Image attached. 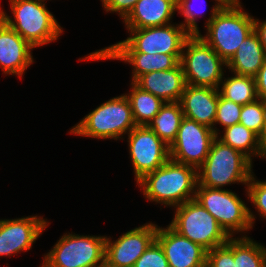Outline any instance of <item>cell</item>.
Listing matches in <instances>:
<instances>
[{"label": "cell", "mask_w": 266, "mask_h": 267, "mask_svg": "<svg viewBox=\"0 0 266 267\" xmlns=\"http://www.w3.org/2000/svg\"><path fill=\"white\" fill-rule=\"evenodd\" d=\"M144 197L155 203L177 207L195 199L198 169L168 159L161 167L137 182Z\"/></svg>", "instance_id": "6da1fadb"}, {"label": "cell", "mask_w": 266, "mask_h": 267, "mask_svg": "<svg viewBox=\"0 0 266 267\" xmlns=\"http://www.w3.org/2000/svg\"><path fill=\"white\" fill-rule=\"evenodd\" d=\"M207 19L206 35H198L227 63L240 44L254 31V18L241 3L232 7H221L215 3Z\"/></svg>", "instance_id": "7a4b0ae2"}, {"label": "cell", "mask_w": 266, "mask_h": 267, "mask_svg": "<svg viewBox=\"0 0 266 267\" xmlns=\"http://www.w3.org/2000/svg\"><path fill=\"white\" fill-rule=\"evenodd\" d=\"M46 1L9 0L14 19L1 8L0 18L34 48L52 43L63 30L46 8Z\"/></svg>", "instance_id": "3957f363"}, {"label": "cell", "mask_w": 266, "mask_h": 267, "mask_svg": "<svg viewBox=\"0 0 266 267\" xmlns=\"http://www.w3.org/2000/svg\"><path fill=\"white\" fill-rule=\"evenodd\" d=\"M252 166L247 156L215 137L209 154L198 168L197 186L222 189L234 183L247 186L253 173Z\"/></svg>", "instance_id": "277c9868"}, {"label": "cell", "mask_w": 266, "mask_h": 267, "mask_svg": "<svg viewBox=\"0 0 266 267\" xmlns=\"http://www.w3.org/2000/svg\"><path fill=\"white\" fill-rule=\"evenodd\" d=\"M136 125L131 104L125 94L113 97L93 109L72 129L70 134L97 139H122Z\"/></svg>", "instance_id": "5b68a950"}, {"label": "cell", "mask_w": 266, "mask_h": 267, "mask_svg": "<svg viewBox=\"0 0 266 267\" xmlns=\"http://www.w3.org/2000/svg\"><path fill=\"white\" fill-rule=\"evenodd\" d=\"M127 29L129 37L95 52H142L145 54L181 55L191 35L181 24Z\"/></svg>", "instance_id": "8992f818"}, {"label": "cell", "mask_w": 266, "mask_h": 267, "mask_svg": "<svg viewBox=\"0 0 266 267\" xmlns=\"http://www.w3.org/2000/svg\"><path fill=\"white\" fill-rule=\"evenodd\" d=\"M195 200L217 220L230 237L236 232L245 234L255 223V214L231 190L197 186Z\"/></svg>", "instance_id": "52a82bcc"}, {"label": "cell", "mask_w": 266, "mask_h": 267, "mask_svg": "<svg viewBox=\"0 0 266 267\" xmlns=\"http://www.w3.org/2000/svg\"><path fill=\"white\" fill-rule=\"evenodd\" d=\"M169 226L183 237L211 250L225 244L230 236L217 220L195 199L174 207Z\"/></svg>", "instance_id": "ba28073f"}, {"label": "cell", "mask_w": 266, "mask_h": 267, "mask_svg": "<svg viewBox=\"0 0 266 267\" xmlns=\"http://www.w3.org/2000/svg\"><path fill=\"white\" fill-rule=\"evenodd\" d=\"M106 236L64 233L43 258L40 267H102Z\"/></svg>", "instance_id": "9c48e42d"}, {"label": "cell", "mask_w": 266, "mask_h": 267, "mask_svg": "<svg viewBox=\"0 0 266 267\" xmlns=\"http://www.w3.org/2000/svg\"><path fill=\"white\" fill-rule=\"evenodd\" d=\"M186 84L219 89L226 62L198 35L185 41L180 57Z\"/></svg>", "instance_id": "30bf717a"}, {"label": "cell", "mask_w": 266, "mask_h": 267, "mask_svg": "<svg viewBox=\"0 0 266 267\" xmlns=\"http://www.w3.org/2000/svg\"><path fill=\"white\" fill-rule=\"evenodd\" d=\"M215 137L210 127L184 117L175 140L169 146L170 159L198 169L209 154Z\"/></svg>", "instance_id": "8fae6325"}, {"label": "cell", "mask_w": 266, "mask_h": 267, "mask_svg": "<svg viewBox=\"0 0 266 267\" xmlns=\"http://www.w3.org/2000/svg\"><path fill=\"white\" fill-rule=\"evenodd\" d=\"M127 136L136 182L170 158L169 146L148 126H135Z\"/></svg>", "instance_id": "7c38bea8"}, {"label": "cell", "mask_w": 266, "mask_h": 267, "mask_svg": "<svg viewBox=\"0 0 266 267\" xmlns=\"http://www.w3.org/2000/svg\"><path fill=\"white\" fill-rule=\"evenodd\" d=\"M158 225L150 222L123 233L117 240L106 236L105 262L110 267H133L156 240Z\"/></svg>", "instance_id": "4fadbf2b"}, {"label": "cell", "mask_w": 266, "mask_h": 267, "mask_svg": "<svg viewBox=\"0 0 266 267\" xmlns=\"http://www.w3.org/2000/svg\"><path fill=\"white\" fill-rule=\"evenodd\" d=\"M49 225L47 219L27 216L17 219L0 220V257L14 256L21 251L32 248L33 243L40 237Z\"/></svg>", "instance_id": "5bb4252c"}, {"label": "cell", "mask_w": 266, "mask_h": 267, "mask_svg": "<svg viewBox=\"0 0 266 267\" xmlns=\"http://www.w3.org/2000/svg\"><path fill=\"white\" fill-rule=\"evenodd\" d=\"M156 241L163 248L169 267H206L207 250L169 225L157 227Z\"/></svg>", "instance_id": "9a60e30c"}, {"label": "cell", "mask_w": 266, "mask_h": 267, "mask_svg": "<svg viewBox=\"0 0 266 267\" xmlns=\"http://www.w3.org/2000/svg\"><path fill=\"white\" fill-rule=\"evenodd\" d=\"M32 47L0 18V66L3 74L22 77L34 63Z\"/></svg>", "instance_id": "2e32d148"}, {"label": "cell", "mask_w": 266, "mask_h": 267, "mask_svg": "<svg viewBox=\"0 0 266 267\" xmlns=\"http://www.w3.org/2000/svg\"><path fill=\"white\" fill-rule=\"evenodd\" d=\"M218 99L219 91L217 88L186 84L179 102L185 118L210 127L217 136L219 129L217 130V127L214 126V121Z\"/></svg>", "instance_id": "e0dca14e"}, {"label": "cell", "mask_w": 266, "mask_h": 267, "mask_svg": "<svg viewBox=\"0 0 266 267\" xmlns=\"http://www.w3.org/2000/svg\"><path fill=\"white\" fill-rule=\"evenodd\" d=\"M181 55L171 54H145L142 52H92L80 58L81 60H106L115 59L125 63H130L132 66V80L134 82L139 76L150 73L152 71L170 70L175 68L180 63Z\"/></svg>", "instance_id": "ac0fdd59"}, {"label": "cell", "mask_w": 266, "mask_h": 267, "mask_svg": "<svg viewBox=\"0 0 266 267\" xmlns=\"http://www.w3.org/2000/svg\"><path fill=\"white\" fill-rule=\"evenodd\" d=\"M133 83L141 90L152 93L164 102H179L186 86L180 63L170 70L143 74Z\"/></svg>", "instance_id": "d6986e66"}, {"label": "cell", "mask_w": 266, "mask_h": 267, "mask_svg": "<svg viewBox=\"0 0 266 267\" xmlns=\"http://www.w3.org/2000/svg\"><path fill=\"white\" fill-rule=\"evenodd\" d=\"M177 11V0H138L134 9L123 20L126 29L164 26Z\"/></svg>", "instance_id": "ffe728a7"}, {"label": "cell", "mask_w": 266, "mask_h": 267, "mask_svg": "<svg viewBox=\"0 0 266 267\" xmlns=\"http://www.w3.org/2000/svg\"><path fill=\"white\" fill-rule=\"evenodd\" d=\"M266 51L255 31L244 39L233 57L226 63L232 73L255 77L264 64Z\"/></svg>", "instance_id": "44dd1931"}, {"label": "cell", "mask_w": 266, "mask_h": 267, "mask_svg": "<svg viewBox=\"0 0 266 267\" xmlns=\"http://www.w3.org/2000/svg\"><path fill=\"white\" fill-rule=\"evenodd\" d=\"M183 118L180 102H165L148 127L170 146L176 138Z\"/></svg>", "instance_id": "7402d4cb"}, {"label": "cell", "mask_w": 266, "mask_h": 267, "mask_svg": "<svg viewBox=\"0 0 266 267\" xmlns=\"http://www.w3.org/2000/svg\"><path fill=\"white\" fill-rule=\"evenodd\" d=\"M129 94H125L131 104L133 117L137 126H148L164 105V101L152 93L141 90L133 82Z\"/></svg>", "instance_id": "603a6c76"}, {"label": "cell", "mask_w": 266, "mask_h": 267, "mask_svg": "<svg viewBox=\"0 0 266 267\" xmlns=\"http://www.w3.org/2000/svg\"><path fill=\"white\" fill-rule=\"evenodd\" d=\"M233 74V76L221 80L218 89L219 94L223 98L242 106L257 100L255 78Z\"/></svg>", "instance_id": "cb8c5ba5"}, {"label": "cell", "mask_w": 266, "mask_h": 267, "mask_svg": "<svg viewBox=\"0 0 266 267\" xmlns=\"http://www.w3.org/2000/svg\"><path fill=\"white\" fill-rule=\"evenodd\" d=\"M220 141L236 149L252 161V156L259 157V137L238 123L224 129V134L216 136Z\"/></svg>", "instance_id": "d4e9b609"}, {"label": "cell", "mask_w": 266, "mask_h": 267, "mask_svg": "<svg viewBox=\"0 0 266 267\" xmlns=\"http://www.w3.org/2000/svg\"><path fill=\"white\" fill-rule=\"evenodd\" d=\"M234 262L236 267H266V246L247 235L235 237Z\"/></svg>", "instance_id": "484cf974"}, {"label": "cell", "mask_w": 266, "mask_h": 267, "mask_svg": "<svg viewBox=\"0 0 266 267\" xmlns=\"http://www.w3.org/2000/svg\"><path fill=\"white\" fill-rule=\"evenodd\" d=\"M239 123L260 137L266 126V101L258 98L243 105Z\"/></svg>", "instance_id": "4316f807"}, {"label": "cell", "mask_w": 266, "mask_h": 267, "mask_svg": "<svg viewBox=\"0 0 266 267\" xmlns=\"http://www.w3.org/2000/svg\"><path fill=\"white\" fill-rule=\"evenodd\" d=\"M206 267H236L234 262V238L207 251Z\"/></svg>", "instance_id": "83f0119b"}, {"label": "cell", "mask_w": 266, "mask_h": 267, "mask_svg": "<svg viewBox=\"0 0 266 267\" xmlns=\"http://www.w3.org/2000/svg\"><path fill=\"white\" fill-rule=\"evenodd\" d=\"M241 110L242 105L227 100L219 94L214 125L220 124L225 129L226 127L238 124Z\"/></svg>", "instance_id": "f1b7e54d"}, {"label": "cell", "mask_w": 266, "mask_h": 267, "mask_svg": "<svg viewBox=\"0 0 266 267\" xmlns=\"http://www.w3.org/2000/svg\"><path fill=\"white\" fill-rule=\"evenodd\" d=\"M245 191L258 214L266 219V181H257L252 174Z\"/></svg>", "instance_id": "f546056e"}, {"label": "cell", "mask_w": 266, "mask_h": 267, "mask_svg": "<svg viewBox=\"0 0 266 267\" xmlns=\"http://www.w3.org/2000/svg\"><path fill=\"white\" fill-rule=\"evenodd\" d=\"M133 267H169L163 248L155 240L139 257Z\"/></svg>", "instance_id": "4dcf8cb0"}, {"label": "cell", "mask_w": 266, "mask_h": 267, "mask_svg": "<svg viewBox=\"0 0 266 267\" xmlns=\"http://www.w3.org/2000/svg\"><path fill=\"white\" fill-rule=\"evenodd\" d=\"M194 0H177V11L178 13L184 16V22L180 23L190 34H198L199 31V27L197 25V16L200 14L201 11H199L200 9H203V7H199L198 11L196 12L194 7L196 5V2L198 1H194L195 4L193 5ZM202 1V0H201ZM199 1V2H201ZM203 2V1H202ZM201 2V3H202ZM205 2V1H204ZM203 2V3H204ZM199 3V4H201ZM203 5V4H202ZM205 9V8H204Z\"/></svg>", "instance_id": "1f68e13d"}, {"label": "cell", "mask_w": 266, "mask_h": 267, "mask_svg": "<svg viewBox=\"0 0 266 267\" xmlns=\"http://www.w3.org/2000/svg\"><path fill=\"white\" fill-rule=\"evenodd\" d=\"M106 12L118 13L123 20L134 9L138 0H101Z\"/></svg>", "instance_id": "d6a6232c"}, {"label": "cell", "mask_w": 266, "mask_h": 267, "mask_svg": "<svg viewBox=\"0 0 266 267\" xmlns=\"http://www.w3.org/2000/svg\"><path fill=\"white\" fill-rule=\"evenodd\" d=\"M254 78L258 98L266 101V59Z\"/></svg>", "instance_id": "836d02e7"}, {"label": "cell", "mask_w": 266, "mask_h": 267, "mask_svg": "<svg viewBox=\"0 0 266 267\" xmlns=\"http://www.w3.org/2000/svg\"><path fill=\"white\" fill-rule=\"evenodd\" d=\"M254 31L257 33L259 40L266 51V21L254 19Z\"/></svg>", "instance_id": "e575fe53"}, {"label": "cell", "mask_w": 266, "mask_h": 267, "mask_svg": "<svg viewBox=\"0 0 266 267\" xmlns=\"http://www.w3.org/2000/svg\"><path fill=\"white\" fill-rule=\"evenodd\" d=\"M259 157L266 159V126L259 137Z\"/></svg>", "instance_id": "d590c367"}, {"label": "cell", "mask_w": 266, "mask_h": 267, "mask_svg": "<svg viewBox=\"0 0 266 267\" xmlns=\"http://www.w3.org/2000/svg\"><path fill=\"white\" fill-rule=\"evenodd\" d=\"M221 7H232L240 4V0H215Z\"/></svg>", "instance_id": "8d00e7d4"}]
</instances>
